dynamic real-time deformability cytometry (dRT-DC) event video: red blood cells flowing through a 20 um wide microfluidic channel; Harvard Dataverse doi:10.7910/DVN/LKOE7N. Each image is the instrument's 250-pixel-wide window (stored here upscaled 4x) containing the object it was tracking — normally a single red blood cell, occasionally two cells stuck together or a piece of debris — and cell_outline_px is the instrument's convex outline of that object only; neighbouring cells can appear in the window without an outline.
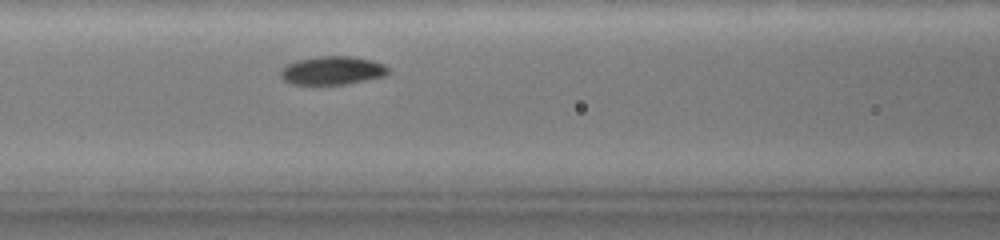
{"species": "common noctule bat (a hibernating species)", "species_latin": "Nyctalus noctula", "temperature_condition": "warm", "stored_images_in_passage": 51, "camera_frame_rate_fps": 3000, "um_per_image_px": 0.085, "animal": {"sex": "female", "body_mass_g": 19.0, "forearm_length_mm": 51.5}, "frame": {"image": 1, "passage_image": 15, "time_ms": 3.333, "image_size_px": [1000, 240], "cell_outline_px": [[388, 72], [384, 76], [344, 84], [296, 84], [288, 80], [280, 72], [288, 64], [300, 60], [320, 56], [352, 56], [372, 60], [384, 64], [388, 68]], "centroid_in_image_um": [28.33, 5.97], "position_along_channel_um": 138.3, "area_um2": 17.22}}
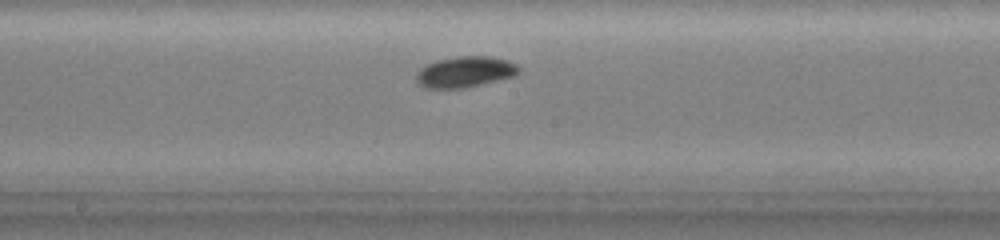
{"frame": {"image": 2, "passage_image": 24, "time_ms": 5.333, "image_size_px": [1000, 240], "cell_outline_px": [[520, 68], [512, 76], [460, 88], [432, 88], [420, 84], [416, 80], [416, 72], [420, 68], [436, 60], [456, 56], [492, 56], [516, 64]], "centroid_in_image_um": [39.47, 6.08], "position_along_channel_um": 208.7, "area_um2": 17.92}}
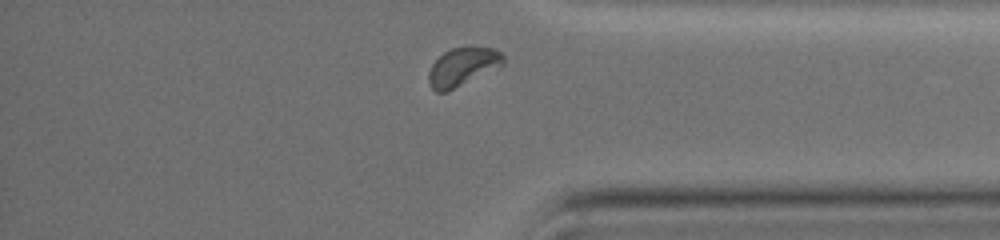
{"frame": {"image": 3, "passage_image": 47, "time_ms": 10.667, "image_size_px": [1000, 240], "cell_outline_px": [[504, 64], [500, 68], [448, 92], [436, 92], [428, 84], [428, 72], [432, 64], [444, 52], [452, 48], [468, 44], [472, 44], [492, 48], [500, 52], [504, 56]], "centroid_in_image_um": [39.36, 5.66], "position_along_channel_um": 395.8, "area_um2": 17.46}, "authors_computed_cell_mechanics": {"area_um2": 17.2244, "velocity_mm_per_s": 3.5345, "shape_relaxation_time_tau1_ms": 1.9914, "shape_relaxation_time_tau2_ms": null, "deformation_change_tau1": 0.1083, "deformation_change_tau2": null}}